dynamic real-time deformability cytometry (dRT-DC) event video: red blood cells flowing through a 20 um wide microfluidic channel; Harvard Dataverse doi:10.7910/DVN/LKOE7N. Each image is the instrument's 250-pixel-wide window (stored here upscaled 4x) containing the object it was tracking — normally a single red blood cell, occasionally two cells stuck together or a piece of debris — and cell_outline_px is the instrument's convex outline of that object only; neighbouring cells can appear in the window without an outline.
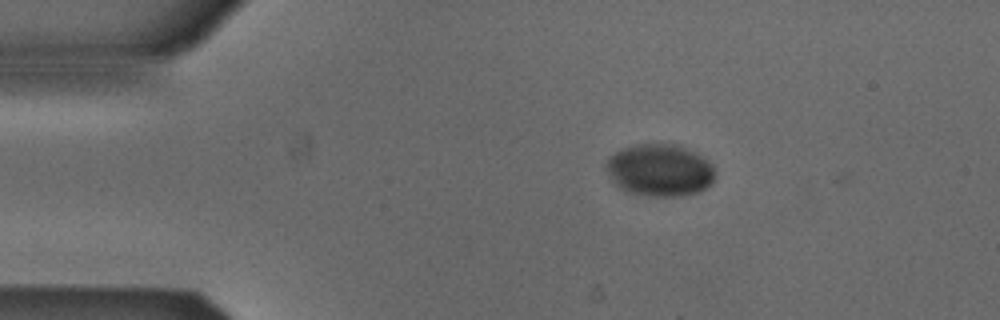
{"species": "Egyptian fruit bat (a non-hibernating species)", "species_latin": "Rousettus aegyptiacus", "temperature_condition": "cold", "stored_images_in_passage": 45, "camera_frame_rate_fps": 3000, "um_per_image_px": 0.085, "animal": {"sex": "male"}, "frame": {"image": 1, "passage_image": 3, "time_ms": 0.667, "image_size_px": [1000, 320], "cell_outline_px": [[716, 180], [708, 188], [700, 192], [684, 196], [648, 196], [628, 192], [620, 188], [608, 176], [604, 168], [604, 164], [608, 156], [624, 148], [636, 144], [672, 144], [696, 152], [704, 156], [712, 164], [716, 172]], "centroid_in_image_um": [56.11, 14.48], "position_along_channel_um": 28.9, "area_um2": 33.81}}
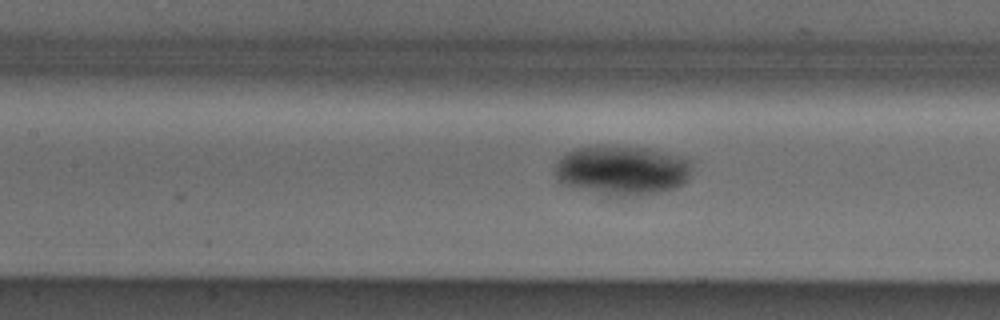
{"frame": {"image": 2, "passage_image": 17, "time_ms": 5.333, "image_size_px": [1000, 320], "cell_outline_px": [[692, 172], [688, 180], [684, 184], [676, 188], [660, 192], [640, 196], [608, 196], [564, 184], [556, 176], [556, 164], [560, 156], [576, 148], [596, 144], [604, 144], [648, 148], [684, 156], [692, 164]], "centroid_in_image_um": [52.93, 14.45], "position_along_channel_um": 154.5, "area_um2": 40.4}}
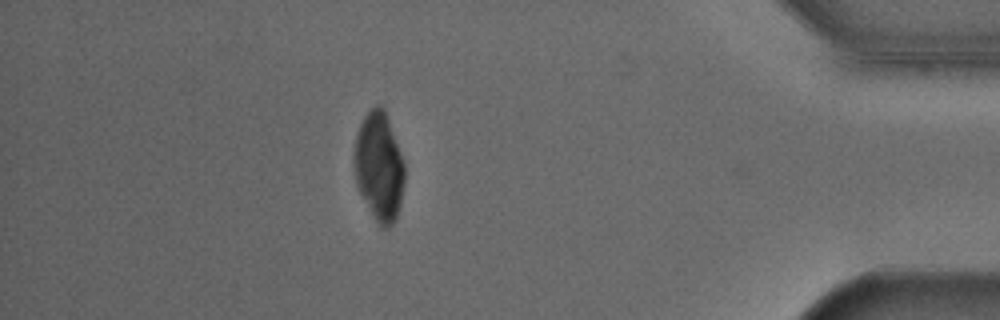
{"frame": {"image": 3, "passage_image": 40, "time_ms": 13.0, "image_size_px": [1000, 320], "cell_outline_px": [[404, 184], [400, 204], [396, 220], [388, 228], [380, 228], [360, 192], [356, 184], [352, 160], [352, 156], [356, 136], [360, 124], [364, 116], [376, 104], [380, 104], [384, 108], [404, 160]], "centroid_in_image_um": [32.21, 14.15], "position_along_channel_um": 403.0, "area_um2": 32.19}}